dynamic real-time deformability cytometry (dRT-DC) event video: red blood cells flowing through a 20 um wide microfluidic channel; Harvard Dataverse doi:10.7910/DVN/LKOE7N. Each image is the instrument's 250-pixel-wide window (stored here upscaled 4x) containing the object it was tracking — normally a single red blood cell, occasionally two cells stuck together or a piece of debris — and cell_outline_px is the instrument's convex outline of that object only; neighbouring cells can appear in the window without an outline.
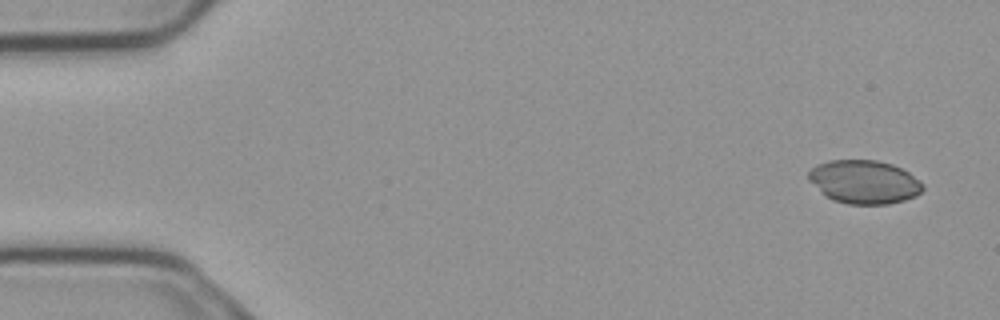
{"species": "common noctule bat (a hibernating species)", "species_latin": "Nyctalus noctula", "temperature_condition": "cold", "stored_images_in_passage": 4, "camera_frame_rate_fps": 3000, "um_per_image_px": 0.085, "animal": {"sex": "male", "body_mass_g": 23.1, "forearm_length_mm": 52.7}, "frame": {"image": 1, "passage_image": 1, "time_ms": 0.0, "image_size_px": [1000, 320], "cell_outline_px": [[924, 188], [916, 196], [904, 200], [888, 204], [848, 204], [832, 200], [808, 180], [808, 172], [816, 164], [828, 160], [876, 160], [892, 164], [908, 172], [920, 180], [924, 184]], "centroid_in_image_um": [73.46, 15.46], "position_along_channel_um": 11.5, "area_um2": 28.96}}